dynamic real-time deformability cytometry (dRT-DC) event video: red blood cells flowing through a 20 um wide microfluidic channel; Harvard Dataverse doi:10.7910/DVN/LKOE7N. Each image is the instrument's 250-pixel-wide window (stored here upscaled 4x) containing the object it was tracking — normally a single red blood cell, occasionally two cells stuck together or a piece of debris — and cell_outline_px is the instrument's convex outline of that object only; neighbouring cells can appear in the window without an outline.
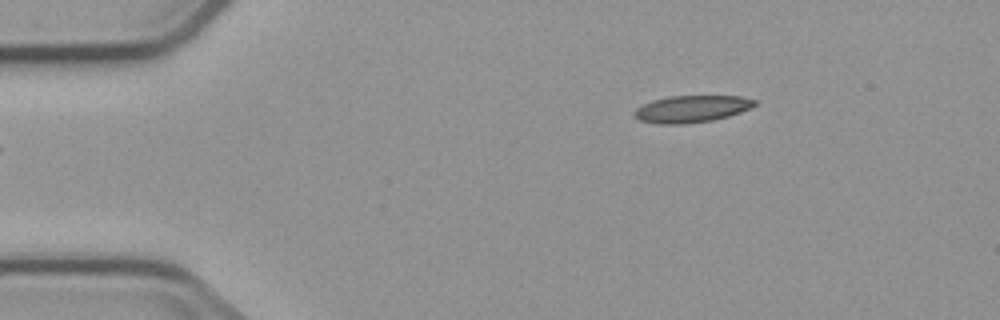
{"species": "common noctule bat (a hibernating species)", "species_latin": "Nyctalus noctula", "temperature_condition": "cold", "stored_images_in_passage": 3, "camera_frame_rate_fps": 3000, "um_per_image_px": 0.085, "animal": {"sex": "male", "body_mass_g": 23.1, "forearm_length_mm": 52.7}, "frame": {"image": 1, "passage_image": 1, "time_ms": 0.0, "image_size_px": [1000, 320], "cell_outline_px": [[756, 104], [752, 108], [728, 116], [712, 120], [684, 124], [660, 124], [640, 120], [632, 112], [636, 108], [652, 100], [668, 96], [740, 96], [756, 100]], "centroid_in_image_um": [58.79, 9.25], "position_along_channel_um": 26.2, "area_um2": 18.84}}